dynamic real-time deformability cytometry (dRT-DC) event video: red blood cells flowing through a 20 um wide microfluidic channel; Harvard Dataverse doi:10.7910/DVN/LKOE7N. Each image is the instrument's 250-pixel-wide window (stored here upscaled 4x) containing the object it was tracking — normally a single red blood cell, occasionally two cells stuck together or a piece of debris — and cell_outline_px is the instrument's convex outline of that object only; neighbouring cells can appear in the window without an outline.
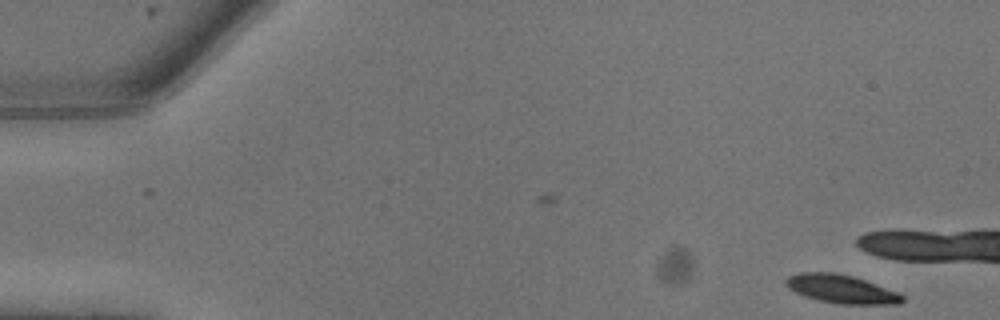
{"species": "common noctule bat (a hibernating species)", "species_latin": "Nyctalus noctula", "temperature_condition": "warm", "stored_images_in_passage": 2, "camera_frame_rate_fps": 3000, "um_per_image_px": 0.085, "animal": {"sex": "male", "body_mass_g": 13.3}, "frame": {"image": 1, "passage_image": 2, "time_ms": 0.333, "image_size_px": [1000, 320], "cell_outline_px": [[904, 300], [900, 304], [840, 304], [820, 300], [796, 292], [788, 288], [784, 284], [784, 280], [788, 276], [800, 272], [836, 272], [852, 276], [900, 292], [904, 296]], "centroid_in_image_um": [71.53, 24.56], "position_along_channel_um": 13.5, "area_um2": 19.31}}